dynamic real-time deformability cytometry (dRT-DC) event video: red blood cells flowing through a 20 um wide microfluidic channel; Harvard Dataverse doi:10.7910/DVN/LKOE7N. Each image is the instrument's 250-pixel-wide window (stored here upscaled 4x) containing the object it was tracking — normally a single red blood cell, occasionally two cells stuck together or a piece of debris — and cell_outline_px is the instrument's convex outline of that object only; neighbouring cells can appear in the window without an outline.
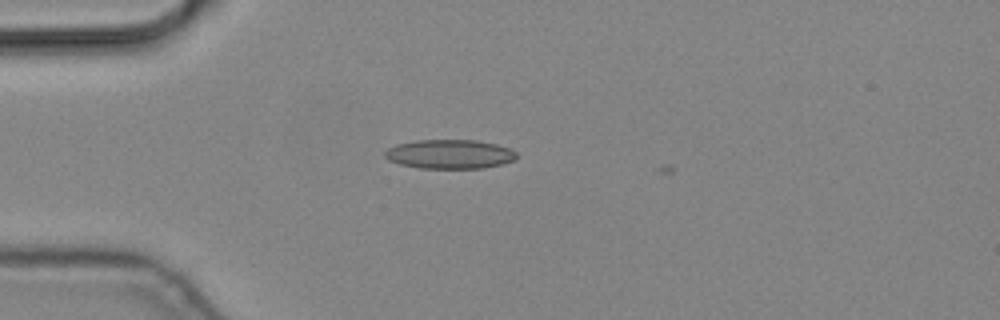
{"species": "common noctule bat (a hibernating species)", "species_latin": "Nyctalus noctula", "temperature_condition": "cold", "stored_images_in_passage": 5, "camera_frame_rate_fps": 3000, "um_per_image_px": 0.085, "animal": {"sex": "male", "body_mass_g": 19.2, "forearm_length_mm": 51.8}, "frame": {"image": 1, "passage_image": 4, "time_ms": 1.0, "image_size_px": [1000, 320], "cell_outline_px": [[516, 160], [500, 164], [480, 168], [420, 168], [400, 164], [388, 160], [384, 156], [384, 152], [388, 148], [396, 144], [416, 140], [476, 140], [496, 144], [508, 148], [516, 152]], "centroid_in_image_um": [38.19, 13.1], "position_along_channel_um": 46.8, "area_um2": 22.31}}